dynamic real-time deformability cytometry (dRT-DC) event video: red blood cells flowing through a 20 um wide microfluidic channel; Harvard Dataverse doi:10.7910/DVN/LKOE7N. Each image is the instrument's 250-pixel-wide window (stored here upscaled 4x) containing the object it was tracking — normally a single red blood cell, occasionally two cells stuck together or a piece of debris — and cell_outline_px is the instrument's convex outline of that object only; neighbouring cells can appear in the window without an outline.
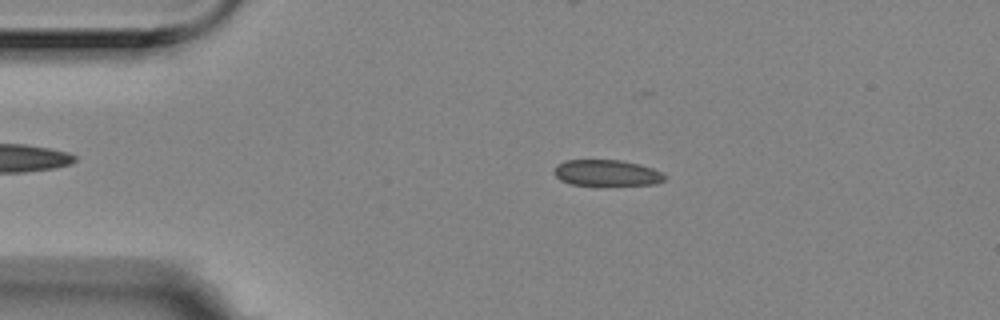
{"species": "Egyptian fruit bat (a non-hibernating species)", "species_latin": "Rousettus aegyptiacus", "temperature_condition": "room temperature", "stored_images_in_passage": 53, "camera_frame_rate_fps": 3000, "um_per_image_px": 0.085, "animal": {"sex": "female"}, "frame": {"image": 1, "passage_image": 8, "time_ms": 2.333, "image_size_px": [1000, 320], "cell_outline_px": [[664, 180], [656, 184], [604, 188], [568, 184], [560, 180], [552, 172], [564, 160], [620, 160], [640, 164], [652, 168], [660, 172], [664, 176]], "centroid_in_image_um": [51.56, 14.76], "position_along_channel_um": 33.4, "area_um2": 17.69}}
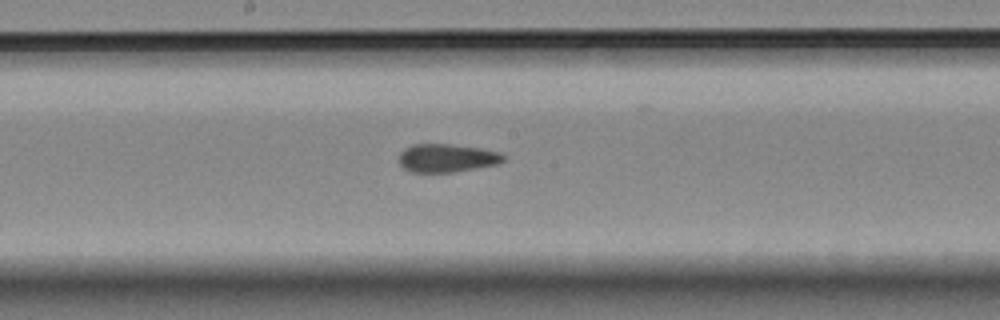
{"frame": {"image": 2, "passage_image": 26, "time_ms": 8.333, "image_size_px": [1000, 320], "cell_outline_px": [[504, 160], [496, 164], [452, 172], [412, 172], [404, 168], [400, 164], [400, 152], [404, 148], [412, 144], [448, 144], [480, 148], [500, 152], [504, 156]], "centroid_in_image_um": [37.95, 13.42], "position_along_channel_um": 210.2, "area_um2": 16.99}}
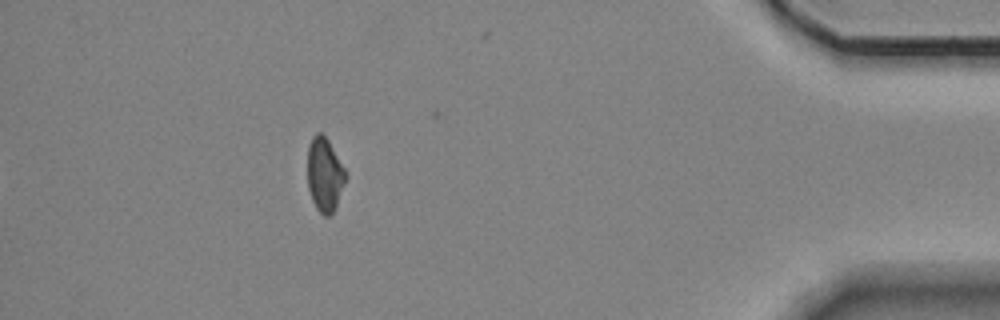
{"frame": {"image": 3, "passage_image": 47, "time_ms": 15.333, "image_size_px": [1000, 320], "cell_outline_px": [[348, 176], [336, 204], [332, 212], [328, 216], [324, 216], [316, 208], [312, 200], [308, 188], [308, 144], [312, 136], [316, 132], [320, 132], [328, 140], [344, 168]], "centroid_in_image_um": [27.58, 14.82], "position_along_channel_um": 407.6, "area_um2": 16.3}, "authors_computed_cell_mechanics": {"area_um2": 17.5134, "velocity_mm_per_s": 3.5561, "shape_relaxation_time_tau1_ms": null, "shape_relaxation_time_tau2_ms": 4.0302, "deformation_change_tau1": null, "deformation_change_tau2": 0.0988}}